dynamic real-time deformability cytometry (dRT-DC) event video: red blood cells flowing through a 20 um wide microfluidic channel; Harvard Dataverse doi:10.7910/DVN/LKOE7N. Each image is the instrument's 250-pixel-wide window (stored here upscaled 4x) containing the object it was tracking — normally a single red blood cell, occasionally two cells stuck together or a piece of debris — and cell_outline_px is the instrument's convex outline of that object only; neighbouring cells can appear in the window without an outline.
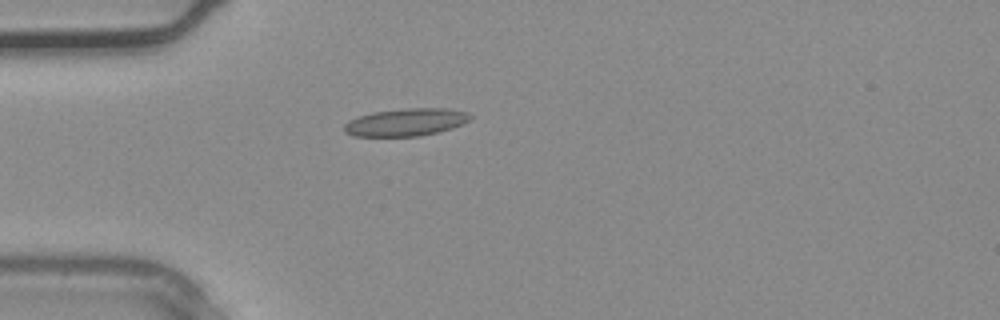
{"species": "common noctule bat (a hibernating species)", "species_latin": "Nyctalus noctula", "temperature_condition": "warm", "stored_images_in_passage": 37, "camera_frame_rate_fps": 3000, "um_per_image_px": 0.085, "animal": {"sex": "male", "body_mass_g": 20.4}, "frame": {"image": 1, "passage_image": 11, "time_ms": 3.333, "image_size_px": [1000, 320], "cell_outline_px": [[472, 116], [468, 120], [452, 128], [420, 136], [356, 136], [344, 132], [344, 124], [348, 120], [372, 112], [408, 108], [448, 108], [468, 112]], "centroid_in_image_um": [34.49, 10.38], "position_along_channel_um": 50.5, "area_um2": 20.11}}